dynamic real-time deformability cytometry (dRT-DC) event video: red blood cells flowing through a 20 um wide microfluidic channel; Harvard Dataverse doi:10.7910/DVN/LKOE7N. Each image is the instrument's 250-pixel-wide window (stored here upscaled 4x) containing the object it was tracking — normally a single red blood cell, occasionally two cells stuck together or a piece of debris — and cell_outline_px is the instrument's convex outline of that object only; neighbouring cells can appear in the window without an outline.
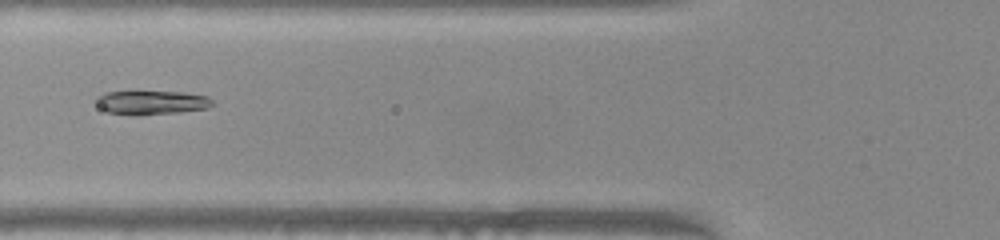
{"species": "common noctule bat (a hibernating species)", "species_latin": "Nyctalus noctula", "temperature_condition": "warm", "stored_images_in_passage": 37, "camera_frame_rate_fps": 3000, "um_per_image_px": 0.085, "animal": {"sex": "female", "body_mass_g": 22.0, "forearm_length_mm": 56.7}, "frame": {"image": 1, "passage_image": 5, "time_ms": 1.333, "image_size_px": [1000, 240], "cell_outline_px": [[216, 104], [208, 108], [180, 112], [136, 116], [108, 112], [100, 108], [96, 104], [96, 96], [104, 92], [184, 92], [208, 96]], "centroid_in_image_um": [12.89, 8.72], "position_along_channel_um": 112.9, "area_um2": 16.42}}
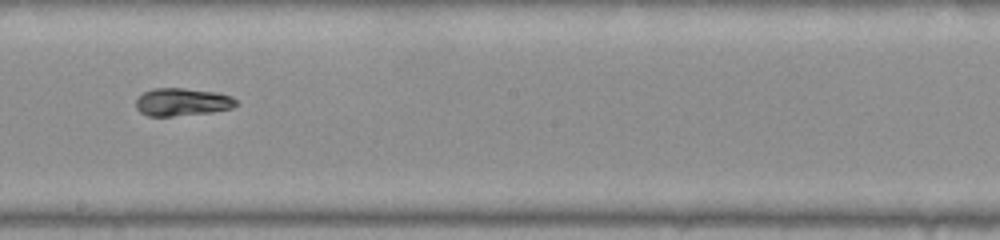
{"frame": {"image": 2, "passage_image": 14, "time_ms": 4.333, "image_size_px": [1000, 240], "cell_outline_px": [[236, 104], [232, 108], [212, 112], [172, 116], [148, 116], [140, 112], [136, 108], [136, 100], [144, 92], [152, 88], [184, 88], [216, 92], [232, 96], [236, 100]], "centroid_in_image_um": [15.48, 8.67], "position_along_channel_um": 232.7, "area_um2": 16.18}}
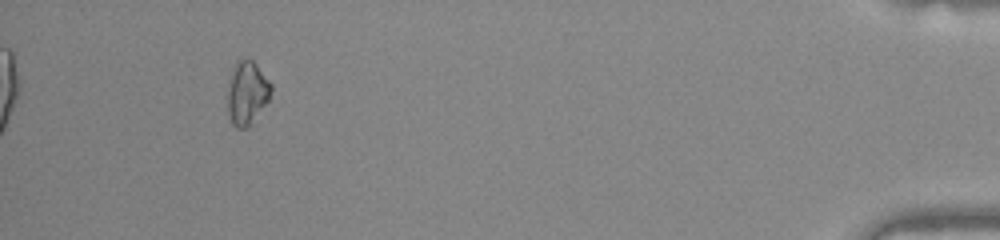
{"frame": {"image": 3, "passage_image": 33, "time_ms": 10.667, "image_size_px": [1000, 240], "cell_outline_px": [[272, 88], [268, 100], [252, 124], [248, 128], [236, 128], [232, 124], [228, 116], [228, 80], [232, 68], [236, 60], [252, 60], [256, 64], [272, 84]], "centroid_in_image_um": [20.98, 7.91], "position_along_channel_um": 414.2, "area_um2": 16.24}, "authors_computed_cell_mechanics": {"area_um2": 16.4152, "velocity_mm_per_s": 3.9971, "shape_relaxation_time_tau1_ms": 2.7901, "shape_relaxation_time_tau2_ms": 2.215, "deformation_change_tau1": 0.1858, "deformation_change_tau2": 0.0743}}